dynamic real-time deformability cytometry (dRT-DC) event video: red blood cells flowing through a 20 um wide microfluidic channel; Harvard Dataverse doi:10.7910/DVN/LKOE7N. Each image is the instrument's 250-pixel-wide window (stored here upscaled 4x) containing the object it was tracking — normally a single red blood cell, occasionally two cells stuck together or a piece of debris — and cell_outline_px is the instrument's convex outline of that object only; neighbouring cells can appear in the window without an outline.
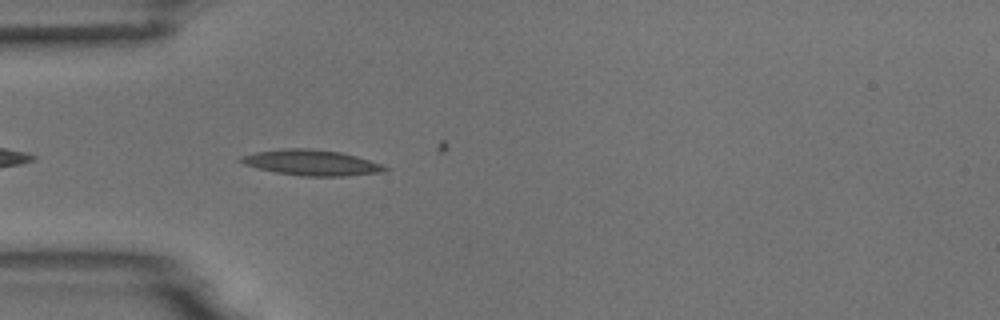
{"species": "common noctule bat (a hibernating species)", "species_latin": "Nyctalus noctula", "temperature_condition": "room temperature", "stored_images_in_passage": 15, "camera_frame_rate_fps": 3000, "um_per_image_px": 0.085, "animal": {"sex": "male", "body_mass_g": 18.8}, "frame": {"image": 1, "passage_image": 3, "time_ms": 0.667, "image_size_px": [1000, 320], "cell_outline_px": [[388, 168], [384, 172], [344, 176], [300, 176], [276, 172], [256, 168], [244, 164], [240, 160], [240, 156], [256, 152], [288, 148], [308, 148], [340, 152], [356, 156], [380, 164]], "centroid_in_image_um": [26.46, 13.83], "position_along_channel_um": 58.5, "area_um2": 21.27}}